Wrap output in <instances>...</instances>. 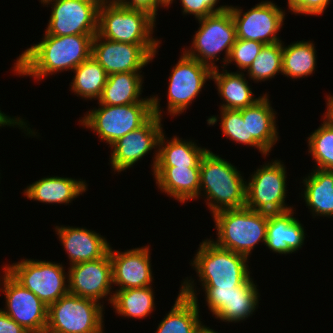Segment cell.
I'll use <instances>...</instances> for the list:
<instances>
[{"mask_svg": "<svg viewBox=\"0 0 333 333\" xmlns=\"http://www.w3.org/2000/svg\"><path fill=\"white\" fill-rule=\"evenodd\" d=\"M95 35L53 36L44 34L42 41L33 44L18 56L13 64L15 75L45 79L57 72L73 71L92 54Z\"/></svg>", "mask_w": 333, "mask_h": 333, "instance_id": "obj_1", "label": "cell"}, {"mask_svg": "<svg viewBox=\"0 0 333 333\" xmlns=\"http://www.w3.org/2000/svg\"><path fill=\"white\" fill-rule=\"evenodd\" d=\"M245 180L237 167L209 149L200 161L199 197L205 196L212 215L225 209L243 208L246 205Z\"/></svg>", "mask_w": 333, "mask_h": 333, "instance_id": "obj_2", "label": "cell"}, {"mask_svg": "<svg viewBox=\"0 0 333 333\" xmlns=\"http://www.w3.org/2000/svg\"><path fill=\"white\" fill-rule=\"evenodd\" d=\"M217 230V246L251 257L252 250L260 242L266 243L269 213L246 207L225 209L212 215Z\"/></svg>", "mask_w": 333, "mask_h": 333, "instance_id": "obj_3", "label": "cell"}, {"mask_svg": "<svg viewBox=\"0 0 333 333\" xmlns=\"http://www.w3.org/2000/svg\"><path fill=\"white\" fill-rule=\"evenodd\" d=\"M248 257L217 246L211 239L202 240L191 266L202 288H236L251 275Z\"/></svg>", "mask_w": 333, "mask_h": 333, "instance_id": "obj_4", "label": "cell"}, {"mask_svg": "<svg viewBox=\"0 0 333 333\" xmlns=\"http://www.w3.org/2000/svg\"><path fill=\"white\" fill-rule=\"evenodd\" d=\"M156 19L148 12L126 8L117 2H101L98 10L100 37L129 44H161L154 38Z\"/></svg>", "mask_w": 333, "mask_h": 333, "instance_id": "obj_5", "label": "cell"}, {"mask_svg": "<svg viewBox=\"0 0 333 333\" xmlns=\"http://www.w3.org/2000/svg\"><path fill=\"white\" fill-rule=\"evenodd\" d=\"M103 306L68 293L48 306L45 333H105Z\"/></svg>", "mask_w": 333, "mask_h": 333, "instance_id": "obj_6", "label": "cell"}, {"mask_svg": "<svg viewBox=\"0 0 333 333\" xmlns=\"http://www.w3.org/2000/svg\"><path fill=\"white\" fill-rule=\"evenodd\" d=\"M98 109H90L79 121L91 129L110 147L121 137L141 127L153 115V102L110 106L98 103Z\"/></svg>", "mask_w": 333, "mask_h": 333, "instance_id": "obj_7", "label": "cell"}, {"mask_svg": "<svg viewBox=\"0 0 333 333\" xmlns=\"http://www.w3.org/2000/svg\"><path fill=\"white\" fill-rule=\"evenodd\" d=\"M198 22L200 27L193 36L190 49H183L182 52L215 69L219 67L215 61L220 59V54L224 51L225 56L221 61L224 63V67L236 41V27L231 11L226 9L223 12L198 19Z\"/></svg>", "mask_w": 333, "mask_h": 333, "instance_id": "obj_8", "label": "cell"}, {"mask_svg": "<svg viewBox=\"0 0 333 333\" xmlns=\"http://www.w3.org/2000/svg\"><path fill=\"white\" fill-rule=\"evenodd\" d=\"M157 96V97H156ZM153 97V115L139 128L118 139L110 147L112 152L109 162L114 172L121 173L131 168L154 148L152 172L158 158V143L163 133L162 110L158 95ZM162 117V118H161Z\"/></svg>", "mask_w": 333, "mask_h": 333, "instance_id": "obj_9", "label": "cell"}, {"mask_svg": "<svg viewBox=\"0 0 333 333\" xmlns=\"http://www.w3.org/2000/svg\"><path fill=\"white\" fill-rule=\"evenodd\" d=\"M3 268L47 306L69 293L68 273L62 263L25 258Z\"/></svg>", "mask_w": 333, "mask_h": 333, "instance_id": "obj_10", "label": "cell"}, {"mask_svg": "<svg viewBox=\"0 0 333 333\" xmlns=\"http://www.w3.org/2000/svg\"><path fill=\"white\" fill-rule=\"evenodd\" d=\"M286 173V167L280 159L257 168L246 182L245 207L265 213H280L293 209L285 203L288 191Z\"/></svg>", "mask_w": 333, "mask_h": 333, "instance_id": "obj_11", "label": "cell"}, {"mask_svg": "<svg viewBox=\"0 0 333 333\" xmlns=\"http://www.w3.org/2000/svg\"><path fill=\"white\" fill-rule=\"evenodd\" d=\"M173 66L169 76L167 111L170 116L182 114L198 97L206 81L212 77L213 69L184 52Z\"/></svg>", "mask_w": 333, "mask_h": 333, "instance_id": "obj_12", "label": "cell"}, {"mask_svg": "<svg viewBox=\"0 0 333 333\" xmlns=\"http://www.w3.org/2000/svg\"><path fill=\"white\" fill-rule=\"evenodd\" d=\"M101 0H50L52 5L45 34L53 36L96 35Z\"/></svg>", "mask_w": 333, "mask_h": 333, "instance_id": "obj_13", "label": "cell"}, {"mask_svg": "<svg viewBox=\"0 0 333 333\" xmlns=\"http://www.w3.org/2000/svg\"><path fill=\"white\" fill-rule=\"evenodd\" d=\"M158 48H160V44L122 43L105 39L96 34L92 40L91 56L108 75L142 72L143 68L156 57Z\"/></svg>", "mask_w": 333, "mask_h": 333, "instance_id": "obj_14", "label": "cell"}, {"mask_svg": "<svg viewBox=\"0 0 333 333\" xmlns=\"http://www.w3.org/2000/svg\"><path fill=\"white\" fill-rule=\"evenodd\" d=\"M236 38L257 41L263 44L282 42L277 36L284 25L285 10L271 1H262L247 12L241 7L230 5Z\"/></svg>", "mask_w": 333, "mask_h": 333, "instance_id": "obj_15", "label": "cell"}, {"mask_svg": "<svg viewBox=\"0 0 333 333\" xmlns=\"http://www.w3.org/2000/svg\"><path fill=\"white\" fill-rule=\"evenodd\" d=\"M2 269L4 274L1 275L0 286L3 288H0V292L5 294L6 299V306L2 310L28 332L45 333L48 306Z\"/></svg>", "mask_w": 333, "mask_h": 333, "instance_id": "obj_16", "label": "cell"}, {"mask_svg": "<svg viewBox=\"0 0 333 333\" xmlns=\"http://www.w3.org/2000/svg\"><path fill=\"white\" fill-rule=\"evenodd\" d=\"M68 270L70 294L98 303L109 295L108 303L111 304L114 286L109 251L102 258L71 265Z\"/></svg>", "mask_w": 333, "mask_h": 333, "instance_id": "obj_17", "label": "cell"}, {"mask_svg": "<svg viewBox=\"0 0 333 333\" xmlns=\"http://www.w3.org/2000/svg\"><path fill=\"white\" fill-rule=\"evenodd\" d=\"M150 246L133 248L120 252L109 247L112 262L113 285L118 290L152 286Z\"/></svg>", "mask_w": 333, "mask_h": 333, "instance_id": "obj_18", "label": "cell"}, {"mask_svg": "<svg viewBox=\"0 0 333 333\" xmlns=\"http://www.w3.org/2000/svg\"><path fill=\"white\" fill-rule=\"evenodd\" d=\"M186 278L181 283L174 305L158 324L155 333H198L203 326L199 316L196 283L191 277Z\"/></svg>", "mask_w": 333, "mask_h": 333, "instance_id": "obj_19", "label": "cell"}, {"mask_svg": "<svg viewBox=\"0 0 333 333\" xmlns=\"http://www.w3.org/2000/svg\"><path fill=\"white\" fill-rule=\"evenodd\" d=\"M268 93L263 94L252 106L239 109L247 118L248 146L257 148L266 157L279 138L276 111L272 108Z\"/></svg>", "mask_w": 333, "mask_h": 333, "instance_id": "obj_20", "label": "cell"}, {"mask_svg": "<svg viewBox=\"0 0 333 333\" xmlns=\"http://www.w3.org/2000/svg\"><path fill=\"white\" fill-rule=\"evenodd\" d=\"M55 231L68 254L70 266L102 258L110 247L105 237L85 227L56 225Z\"/></svg>", "mask_w": 333, "mask_h": 333, "instance_id": "obj_21", "label": "cell"}, {"mask_svg": "<svg viewBox=\"0 0 333 333\" xmlns=\"http://www.w3.org/2000/svg\"><path fill=\"white\" fill-rule=\"evenodd\" d=\"M294 213V209L269 213L265 245L270 251L287 255L299 251L305 244L307 234Z\"/></svg>", "mask_w": 333, "mask_h": 333, "instance_id": "obj_22", "label": "cell"}, {"mask_svg": "<svg viewBox=\"0 0 333 333\" xmlns=\"http://www.w3.org/2000/svg\"><path fill=\"white\" fill-rule=\"evenodd\" d=\"M152 175L158 189L180 203L199 199L200 167H155Z\"/></svg>", "mask_w": 333, "mask_h": 333, "instance_id": "obj_23", "label": "cell"}, {"mask_svg": "<svg viewBox=\"0 0 333 333\" xmlns=\"http://www.w3.org/2000/svg\"><path fill=\"white\" fill-rule=\"evenodd\" d=\"M87 183L82 179L69 177H44L24 189L23 195L30 200L45 204L68 205L87 191Z\"/></svg>", "mask_w": 333, "mask_h": 333, "instance_id": "obj_24", "label": "cell"}, {"mask_svg": "<svg viewBox=\"0 0 333 333\" xmlns=\"http://www.w3.org/2000/svg\"><path fill=\"white\" fill-rule=\"evenodd\" d=\"M213 69L211 80L217 86L218 94L221 97L222 104L220 109L239 110L255 104L262 96L254 97V93L245 77L246 74L240 71L229 72L227 69Z\"/></svg>", "mask_w": 333, "mask_h": 333, "instance_id": "obj_25", "label": "cell"}, {"mask_svg": "<svg viewBox=\"0 0 333 333\" xmlns=\"http://www.w3.org/2000/svg\"><path fill=\"white\" fill-rule=\"evenodd\" d=\"M142 72H123L108 75L98 103L120 106L138 102H153V97H140L143 91ZM140 97V98H139Z\"/></svg>", "mask_w": 333, "mask_h": 333, "instance_id": "obj_26", "label": "cell"}, {"mask_svg": "<svg viewBox=\"0 0 333 333\" xmlns=\"http://www.w3.org/2000/svg\"><path fill=\"white\" fill-rule=\"evenodd\" d=\"M207 150L193 140H183L177 136L167 139L163 132L158 143L155 167H200V161Z\"/></svg>", "mask_w": 333, "mask_h": 333, "instance_id": "obj_27", "label": "cell"}, {"mask_svg": "<svg viewBox=\"0 0 333 333\" xmlns=\"http://www.w3.org/2000/svg\"><path fill=\"white\" fill-rule=\"evenodd\" d=\"M313 171V172H312ZM306 176L302 198L314 216L333 217V171L314 169Z\"/></svg>", "mask_w": 333, "mask_h": 333, "instance_id": "obj_28", "label": "cell"}, {"mask_svg": "<svg viewBox=\"0 0 333 333\" xmlns=\"http://www.w3.org/2000/svg\"><path fill=\"white\" fill-rule=\"evenodd\" d=\"M255 284L250 276L241 286L236 287L228 303L215 314V318L227 323H238L253 315L260 300Z\"/></svg>", "mask_w": 333, "mask_h": 333, "instance_id": "obj_29", "label": "cell"}, {"mask_svg": "<svg viewBox=\"0 0 333 333\" xmlns=\"http://www.w3.org/2000/svg\"><path fill=\"white\" fill-rule=\"evenodd\" d=\"M314 45L310 40L296 41L287 46L282 42V75L297 80L313 74L317 65Z\"/></svg>", "mask_w": 333, "mask_h": 333, "instance_id": "obj_30", "label": "cell"}, {"mask_svg": "<svg viewBox=\"0 0 333 333\" xmlns=\"http://www.w3.org/2000/svg\"><path fill=\"white\" fill-rule=\"evenodd\" d=\"M152 286L115 290L111 305L115 313L123 317L143 319L155 310Z\"/></svg>", "mask_w": 333, "mask_h": 333, "instance_id": "obj_31", "label": "cell"}, {"mask_svg": "<svg viewBox=\"0 0 333 333\" xmlns=\"http://www.w3.org/2000/svg\"><path fill=\"white\" fill-rule=\"evenodd\" d=\"M72 72L74 76L70 85L71 91L77 94V97L98 100L108 78L104 68L90 56Z\"/></svg>", "mask_w": 333, "mask_h": 333, "instance_id": "obj_32", "label": "cell"}, {"mask_svg": "<svg viewBox=\"0 0 333 333\" xmlns=\"http://www.w3.org/2000/svg\"><path fill=\"white\" fill-rule=\"evenodd\" d=\"M307 140L308 152L316 162L314 168L333 171V122L323 115V124Z\"/></svg>", "mask_w": 333, "mask_h": 333, "instance_id": "obj_33", "label": "cell"}, {"mask_svg": "<svg viewBox=\"0 0 333 333\" xmlns=\"http://www.w3.org/2000/svg\"><path fill=\"white\" fill-rule=\"evenodd\" d=\"M282 42L264 44L256 59L247 69V76L254 82L270 80L282 74Z\"/></svg>", "mask_w": 333, "mask_h": 333, "instance_id": "obj_34", "label": "cell"}, {"mask_svg": "<svg viewBox=\"0 0 333 333\" xmlns=\"http://www.w3.org/2000/svg\"><path fill=\"white\" fill-rule=\"evenodd\" d=\"M220 118L218 116H210L207 119V124L215 125L220 121L221 131L226 138L238 144L248 145V128L247 118L242 117L240 110L235 109H221ZM218 118L220 120H218Z\"/></svg>", "mask_w": 333, "mask_h": 333, "instance_id": "obj_35", "label": "cell"}, {"mask_svg": "<svg viewBox=\"0 0 333 333\" xmlns=\"http://www.w3.org/2000/svg\"><path fill=\"white\" fill-rule=\"evenodd\" d=\"M263 45V43L257 41L236 38L224 67L234 62L236 67L239 68L238 70L245 72L256 59Z\"/></svg>", "mask_w": 333, "mask_h": 333, "instance_id": "obj_36", "label": "cell"}, {"mask_svg": "<svg viewBox=\"0 0 333 333\" xmlns=\"http://www.w3.org/2000/svg\"><path fill=\"white\" fill-rule=\"evenodd\" d=\"M173 1L174 0H168V8ZM180 2L182 13L184 15H194L197 20L215 13L223 12L229 7V5H220L216 7L219 0H180Z\"/></svg>", "mask_w": 333, "mask_h": 333, "instance_id": "obj_37", "label": "cell"}, {"mask_svg": "<svg viewBox=\"0 0 333 333\" xmlns=\"http://www.w3.org/2000/svg\"><path fill=\"white\" fill-rule=\"evenodd\" d=\"M287 4L293 14L310 16L322 15L329 5L328 0H287Z\"/></svg>", "mask_w": 333, "mask_h": 333, "instance_id": "obj_38", "label": "cell"}, {"mask_svg": "<svg viewBox=\"0 0 333 333\" xmlns=\"http://www.w3.org/2000/svg\"><path fill=\"white\" fill-rule=\"evenodd\" d=\"M205 292V301L208 310L213 316L228 303L231 294L235 292V288H202Z\"/></svg>", "mask_w": 333, "mask_h": 333, "instance_id": "obj_39", "label": "cell"}, {"mask_svg": "<svg viewBox=\"0 0 333 333\" xmlns=\"http://www.w3.org/2000/svg\"><path fill=\"white\" fill-rule=\"evenodd\" d=\"M116 2L126 8L146 11L155 19L159 7L168 8V0H117Z\"/></svg>", "mask_w": 333, "mask_h": 333, "instance_id": "obj_40", "label": "cell"}, {"mask_svg": "<svg viewBox=\"0 0 333 333\" xmlns=\"http://www.w3.org/2000/svg\"><path fill=\"white\" fill-rule=\"evenodd\" d=\"M5 127V126H9V127H19V129H22L23 133L26 134V136H38L36 135L37 132H34L35 130L31 129L30 127H28L27 123L24 121V119L20 118V117H11L9 115H6L4 112L2 113L0 110V127ZM27 132V133H26Z\"/></svg>", "mask_w": 333, "mask_h": 333, "instance_id": "obj_41", "label": "cell"}, {"mask_svg": "<svg viewBox=\"0 0 333 333\" xmlns=\"http://www.w3.org/2000/svg\"><path fill=\"white\" fill-rule=\"evenodd\" d=\"M0 333H30L0 308Z\"/></svg>", "mask_w": 333, "mask_h": 333, "instance_id": "obj_42", "label": "cell"}, {"mask_svg": "<svg viewBox=\"0 0 333 333\" xmlns=\"http://www.w3.org/2000/svg\"><path fill=\"white\" fill-rule=\"evenodd\" d=\"M326 112L325 116L333 122V95H326Z\"/></svg>", "mask_w": 333, "mask_h": 333, "instance_id": "obj_43", "label": "cell"}, {"mask_svg": "<svg viewBox=\"0 0 333 333\" xmlns=\"http://www.w3.org/2000/svg\"><path fill=\"white\" fill-rule=\"evenodd\" d=\"M198 333H218L214 331V329H211L210 327H207L206 325H203Z\"/></svg>", "mask_w": 333, "mask_h": 333, "instance_id": "obj_44", "label": "cell"}, {"mask_svg": "<svg viewBox=\"0 0 333 333\" xmlns=\"http://www.w3.org/2000/svg\"><path fill=\"white\" fill-rule=\"evenodd\" d=\"M47 1H50V0H40L41 4H45Z\"/></svg>", "mask_w": 333, "mask_h": 333, "instance_id": "obj_45", "label": "cell"}, {"mask_svg": "<svg viewBox=\"0 0 333 333\" xmlns=\"http://www.w3.org/2000/svg\"><path fill=\"white\" fill-rule=\"evenodd\" d=\"M102 2H109V1H113L116 2L117 0H101Z\"/></svg>", "mask_w": 333, "mask_h": 333, "instance_id": "obj_46", "label": "cell"}]
</instances>
